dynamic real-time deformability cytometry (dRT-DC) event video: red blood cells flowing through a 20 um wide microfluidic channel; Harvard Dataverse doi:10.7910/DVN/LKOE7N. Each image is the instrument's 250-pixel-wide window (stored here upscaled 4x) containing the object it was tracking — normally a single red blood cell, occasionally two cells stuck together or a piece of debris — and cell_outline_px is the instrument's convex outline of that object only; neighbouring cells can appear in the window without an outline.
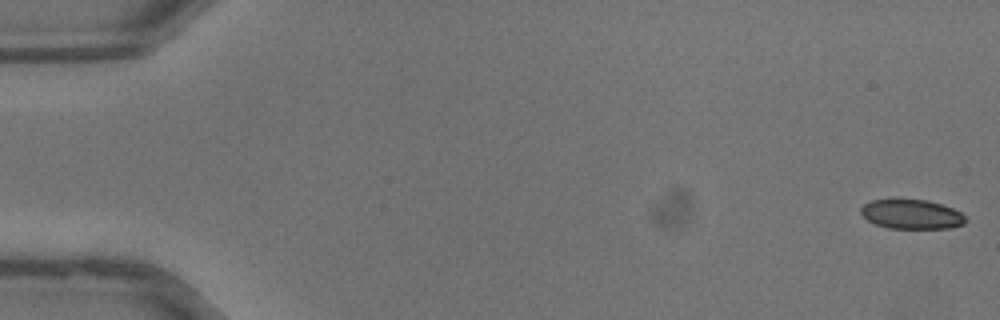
{"species": "common noctule bat (a hibernating species)", "species_latin": "Nyctalus noctula", "temperature_condition": "warm", "stored_images_in_passage": 37, "camera_frame_rate_fps": 3000, "um_per_image_px": 0.085, "animal": {"sex": "male", "body_mass_g": 13.3}, "frame": {"image": 1, "passage_image": 1, "time_ms": 0.0, "image_size_px": [1000, 320], "cell_outline_px": [[968, 220], [964, 224], [948, 228], [888, 228], [876, 224], [868, 220], [860, 212], [860, 208], [864, 204], [872, 200], [928, 200], [952, 208], [960, 212]], "centroid_in_image_um": [77.49, 18.22], "position_along_channel_um": 7.5, "area_um2": 17.74}}
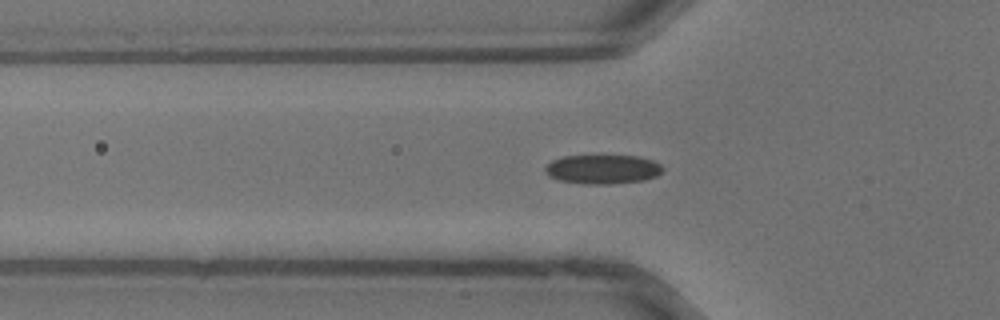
{"frame": {"image": 2, "passage_image": 13, "time_ms": 4.0, "image_size_px": [1000, 320], "cell_outline_px": [[664, 168], [656, 176], [644, 180], [612, 184], [584, 184], [560, 180], [548, 176], [544, 172], [544, 168], [552, 160], [564, 156], [640, 156], [652, 160], [660, 164]], "centroid_in_image_um": [51.21, 14.39], "position_along_channel_um": 74.6, "area_um2": 20.0}}
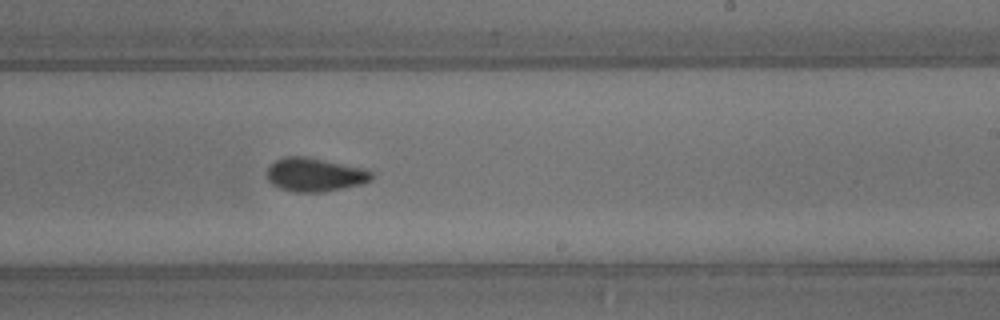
{"frame": {"image": 3, "passage_image": 23, "time_ms": 7.333, "image_size_px": [1000, 320], "cell_outline_px": [[372, 180], [364, 184], [320, 192], [296, 192], [280, 188], [272, 184], [268, 180], [268, 168], [276, 160], [284, 156], [308, 156], [368, 168], [372, 172]], "centroid_in_image_um": [26.82, 14.83], "position_along_channel_um": 262.2, "area_um2": 20.75}}